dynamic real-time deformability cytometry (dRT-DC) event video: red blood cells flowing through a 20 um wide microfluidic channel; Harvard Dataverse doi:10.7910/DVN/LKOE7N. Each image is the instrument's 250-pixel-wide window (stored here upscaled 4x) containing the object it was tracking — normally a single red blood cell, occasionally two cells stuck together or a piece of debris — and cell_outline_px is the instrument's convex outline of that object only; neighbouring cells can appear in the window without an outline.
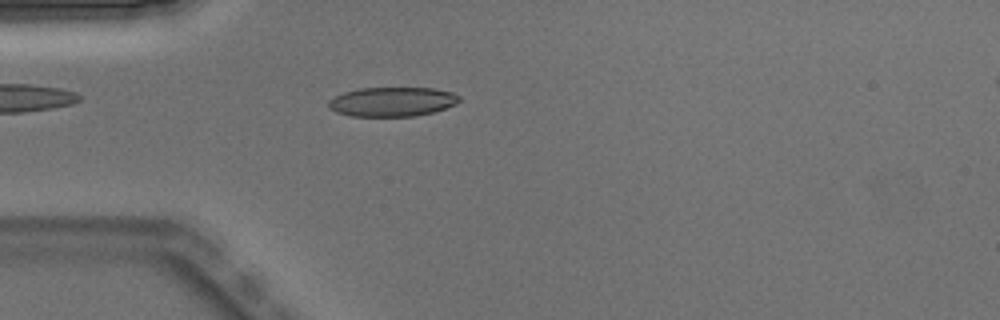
{"species": "Egyptian fruit bat (a non-hibernating species)", "species_latin": "Rousettus aegyptiacus", "temperature_condition": "warm", "stored_images_in_passage": 1, "camera_frame_rate_fps": 3000, "um_per_image_px": 0.085, "animal": {"sex": "male"}, "frame": {"image": 1, "passage_image": 1, "time_ms": 0.0, "image_size_px": [1000, 320], "cell_outline_px": [[460, 100], [456, 104], [432, 112], [416, 116], [352, 116], [336, 112], [328, 108], [328, 100], [344, 92], [360, 88], [436, 88], [452, 92], [460, 96]], "centroid_in_image_um": [33.34, 8.64], "position_along_channel_um": 51.7, "area_um2": 22.37}}